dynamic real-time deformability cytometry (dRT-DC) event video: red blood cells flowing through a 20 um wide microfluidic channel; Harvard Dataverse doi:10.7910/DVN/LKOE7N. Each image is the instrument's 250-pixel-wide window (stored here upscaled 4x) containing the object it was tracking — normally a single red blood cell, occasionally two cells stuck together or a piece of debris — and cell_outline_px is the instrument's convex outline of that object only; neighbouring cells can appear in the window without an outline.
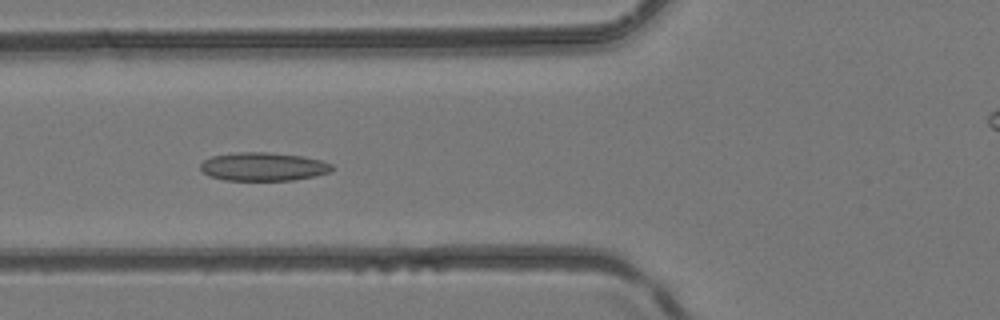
{"species": "common noctule bat (a hibernating species)", "species_latin": "Nyctalus noctula", "temperature_condition": "room temperature", "stored_images_in_passage": 43, "camera_frame_rate_fps": 3000, "um_per_image_px": 0.085, "animal": {"sex": "female", "body_mass_g": 24.6, "forearm_length_mm": 56.2}, "frame": {"image": 1, "passage_image": 16, "time_ms": 5.0, "image_size_px": [1000, 320], "cell_outline_px": [[336, 168], [332, 172], [316, 176], [292, 180], [224, 180], [208, 176], [200, 168], [200, 164], [204, 160], [212, 156], [236, 152], [268, 152], [304, 156], [320, 160], [332, 164]], "centroid_in_image_um": [22.42, 14.16], "position_along_channel_um": 103.4, "area_um2": 22.02}}
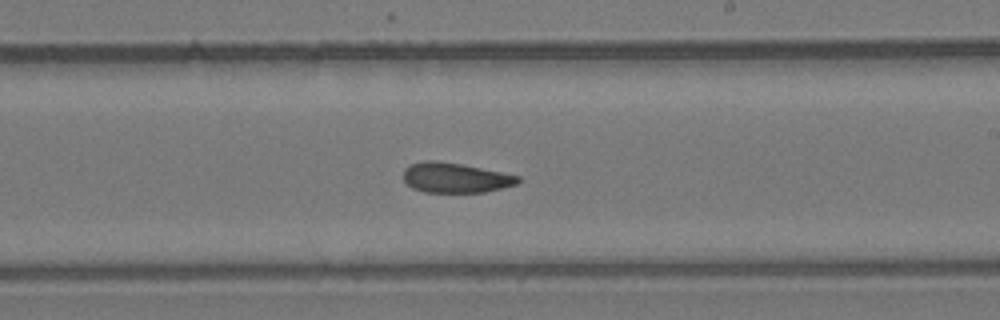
{"frame": {"image": 2, "passage_image": 25, "time_ms": 8.0, "image_size_px": [1000, 320], "cell_outline_px": [[520, 180], [516, 184], [484, 192], [424, 192], [412, 188], [404, 180], [404, 168], [408, 164], [424, 160], [436, 160], [460, 164], [520, 176]], "centroid_in_image_um": [38.65, 15.1], "position_along_channel_um": 250.4, "area_um2": 19.88}}
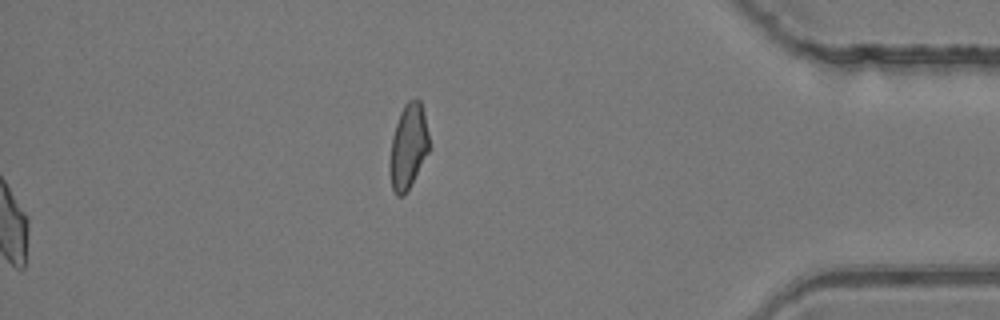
{"frame": {"image": 3, "passage_image": 43, "time_ms": 14.0, "image_size_px": [1000, 320], "cell_outline_px": [[428, 152], [404, 196], [396, 196], [392, 188], [388, 172], [388, 164], [392, 136], [400, 112], [404, 104], [408, 100], [416, 96], [420, 100], [424, 112], [428, 132]], "centroid_in_image_um": [34.67, 12.43], "position_along_channel_um": 400.5, "area_um2": 19.59}}